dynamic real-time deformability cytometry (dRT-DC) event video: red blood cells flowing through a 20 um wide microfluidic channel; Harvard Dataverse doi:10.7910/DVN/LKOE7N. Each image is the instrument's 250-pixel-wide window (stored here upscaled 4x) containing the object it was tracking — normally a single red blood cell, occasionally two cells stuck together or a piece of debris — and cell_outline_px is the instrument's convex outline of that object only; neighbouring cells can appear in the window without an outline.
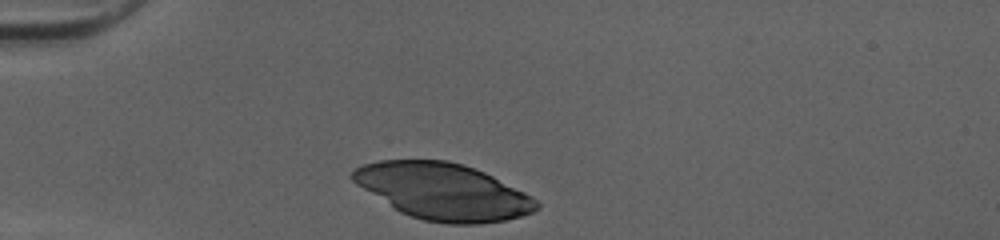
{"species": "human", "species_latin": "Homo sapiens", "temperature_condition": "cold", "stored_images_in_passage": 29, "camera_frame_rate_fps": 3000, "um_per_image_px": 0.085, "donor": {"sex": "female"}, "frame": {"image": 1, "passage_image": 1, "time_ms": 0.0, "image_size_px": [1000, 240], "cell_outline_px": [[540, 208], [532, 212], [520, 216], [504, 220], [480, 224], [444, 224], [424, 220], [400, 212], [356, 184], [348, 176], [356, 168], [364, 164], [380, 160], [448, 160], [464, 164], [484, 172], [532, 196], [540, 204]], "centroid_in_image_um": [37.66, 16.27], "position_along_channel_um": 47.3, "area_um2": 60.29}}